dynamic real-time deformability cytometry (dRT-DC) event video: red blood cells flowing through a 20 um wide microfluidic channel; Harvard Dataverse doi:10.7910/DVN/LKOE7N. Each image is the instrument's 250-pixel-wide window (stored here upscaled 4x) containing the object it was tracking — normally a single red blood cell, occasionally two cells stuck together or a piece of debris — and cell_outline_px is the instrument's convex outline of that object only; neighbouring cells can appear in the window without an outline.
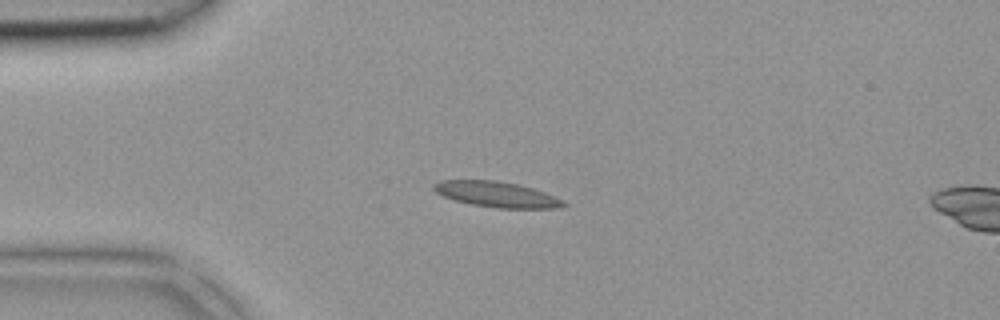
{"species": "common noctule bat (a hibernating species)", "species_latin": "Nyctalus noctula", "temperature_condition": "room temperature", "stored_images_in_passage": 13, "camera_frame_rate_fps": 3000, "um_per_image_px": 0.085, "animal": {"sex": "female", "body_mass_g": 18.4}, "frame": {"image": 1, "passage_image": 10, "time_ms": 3.0, "image_size_px": [1000, 320], "cell_outline_px": [[568, 204], [560, 208], [500, 208], [472, 204], [456, 200], [444, 196], [436, 192], [432, 188], [432, 184], [440, 180], [496, 180], [516, 184], [532, 188], [544, 192], [564, 200]], "centroid_in_image_um": [42.22, 16.52], "position_along_channel_um": 42.8, "area_um2": 19.19}}